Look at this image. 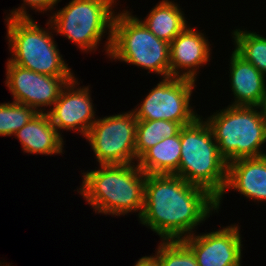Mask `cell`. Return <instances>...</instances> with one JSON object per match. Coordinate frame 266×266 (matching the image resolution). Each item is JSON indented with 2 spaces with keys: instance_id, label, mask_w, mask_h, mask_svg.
Listing matches in <instances>:
<instances>
[{
  "instance_id": "1",
  "label": "cell",
  "mask_w": 266,
  "mask_h": 266,
  "mask_svg": "<svg viewBox=\"0 0 266 266\" xmlns=\"http://www.w3.org/2000/svg\"><path fill=\"white\" fill-rule=\"evenodd\" d=\"M217 210V199L206 189L177 175L147 174L140 222L162 241L183 240ZM189 234V235H188Z\"/></svg>"
},
{
  "instance_id": "2",
  "label": "cell",
  "mask_w": 266,
  "mask_h": 266,
  "mask_svg": "<svg viewBox=\"0 0 266 266\" xmlns=\"http://www.w3.org/2000/svg\"><path fill=\"white\" fill-rule=\"evenodd\" d=\"M134 164L100 165L83 172L80 194L95 212L120 216L139 211L141 217L146 174Z\"/></svg>"
},
{
  "instance_id": "3",
  "label": "cell",
  "mask_w": 266,
  "mask_h": 266,
  "mask_svg": "<svg viewBox=\"0 0 266 266\" xmlns=\"http://www.w3.org/2000/svg\"><path fill=\"white\" fill-rule=\"evenodd\" d=\"M228 163L221 156L212 130L199 116L181 127V159L175 175L206 189L217 199V211L227 182Z\"/></svg>"
},
{
  "instance_id": "4",
  "label": "cell",
  "mask_w": 266,
  "mask_h": 266,
  "mask_svg": "<svg viewBox=\"0 0 266 266\" xmlns=\"http://www.w3.org/2000/svg\"><path fill=\"white\" fill-rule=\"evenodd\" d=\"M257 108L230 105L206 120L227 163L266 155L260 149L266 142V121Z\"/></svg>"
},
{
  "instance_id": "5",
  "label": "cell",
  "mask_w": 266,
  "mask_h": 266,
  "mask_svg": "<svg viewBox=\"0 0 266 266\" xmlns=\"http://www.w3.org/2000/svg\"><path fill=\"white\" fill-rule=\"evenodd\" d=\"M113 60L137 65L151 72L170 77V45L157 38L138 17L129 11L114 16L111 47Z\"/></svg>"
},
{
  "instance_id": "6",
  "label": "cell",
  "mask_w": 266,
  "mask_h": 266,
  "mask_svg": "<svg viewBox=\"0 0 266 266\" xmlns=\"http://www.w3.org/2000/svg\"><path fill=\"white\" fill-rule=\"evenodd\" d=\"M7 38L12 53L8 61L49 76H74L60 55L50 31L32 18H6ZM50 32V33H49Z\"/></svg>"
},
{
  "instance_id": "7",
  "label": "cell",
  "mask_w": 266,
  "mask_h": 266,
  "mask_svg": "<svg viewBox=\"0 0 266 266\" xmlns=\"http://www.w3.org/2000/svg\"><path fill=\"white\" fill-rule=\"evenodd\" d=\"M115 0H71L68 5L50 16L47 23L57 33L67 37L81 50L97 49L105 30H108L106 53L109 54L112 40V26Z\"/></svg>"
},
{
  "instance_id": "8",
  "label": "cell",
  "mask_w": 266,
  "mask_h": 266,
  "mask_svg": "<svg viewBox=\"0 0 266 266\" xmlns=\"http://www.w3.org/2000/svg\"><path fill=\"white\" fill-rule=\"evenodd\" d=\"M137 119L134 111L97 119L85 138L99 165L133 164Z\"/></svg>"
},
{
  "instance_id": "9",
  "label": "cell",
  "mask_w": 266,
  "mask_h": 266,
  "mask_svg": "<svg viewBox=\"0 0 266 266\" xmlns=\"http://www.w3.org/2000/svg\"><path fill=\"white\" fill-rule=\"evenodd\" d=\"M195 81L186 78H164L150 90L134 113L137 120H168L185 126L199 116L189 105Z\"/></svg>"
},
{
  "instance_id": "10",
  "label": "cell",
  "mask_w": 266,
  "mask_h": 266,
  "mask_svg": "<svg viewBox=\"0 0 266 266\" xmlns=\"http://www.w3.org/2000/svg\"><path fill=\"white\" fill-rule=\"evenodd\" d=\"M6 66L5 82L13 95V102L30 106L37 113L44 112L40 106H53L63 88L74 78L39 74L9 61Z\"/></svg>"
},
{
  "instance_id": "11",
  "label": "cell",
  "mask_w": 266,
  "mask_h": 266,
  "mask_svg": "<svg viewBox=\"0 0 266 266\" xmlns=\"http://www.w3.org/2000/svg\"><path fill=\"white\" fill-rule=\"evenodd\" d=\"M239 231L234 224L207 234H192L181 241L194 253L198 266H241Z\"/></svg>"
},
{
  "instance_id": "12",
  "label": "cell",
  "mask_w": 266,
  "mask_h": 266,
  "mask_svg": "<svg viewBox=\"0 0 266 266\" xmlns=\"http://www.w3.org/2000/svg\"><path fill=\"white\" fill-rule=\"evenodd\" d=\"M77 82L75 77L69 81L61 91L53 108L46 113L58 133L63 129L76 130L86 137L97 118H94L95 111L89 88H76V85H79Z\"/></svg>"
},
{
  "instance_id": "13",
  "label": "cell",
  "mask_w": 266,
  "mask_h": 266,
  "mask_svg": "<svg viewBox=\"0 0 266 266\" xmlns=\"http://www.w3.org/2000/svg\"><path fill=\"white\" fill-rule=\"evenodd\" d=\"M169 45L170 77L195 81L197 69L207 63L210 58L211 48L208 39L206 40L203 33L187 26ZM179 69L184 70V72L180 73Z\"/></svg>"
},
{
  "instance_id": "14",
  "label": "cell",
  "mask_w": 266,
  "mask_h": 266,
  "mask_svg": "<svg viewBox=\"0 0 266 266\" xmlns=\"http://www.w3.org/2000/svg\"><path fill=\"white\" fill-rule=\"evenodd\" d=\"M229 188L249 199L266 201V155L229 162L224 192Z\"/></svg>"
},
{
  "instance_id": "15",
  "label": "cell",
  "mask_w": 266,
  "mask_h": 266,
  "mask_svg": "<svg viewBox=\"0 0 266 266\" xmlns=\"http://www.w3.org/2000/svg\"><path fill=\"white\" fill-rule=\"evenodd\" d=\"M232 106L260 107L266 90L265 76L235 50L230 58Z\"/></svg>"
},
{
  "instance_id": "16",
  "label": "cell",
  "mask_w": 266,
  "mask_h": 266,
  "mask_svg": "<svg viewBox=\"0 0 266 266\" xmlns=\"http://www.w3.org/2000/svg\"><path fill=\"white\" fill-rule=\"evenodd\" d=\"M26 153L53 155L63 153V139L46 112H38L15 133Z\"/></svg>"
},
{
  "instance_id": "17",
  "label": "cell",
  "mask_w": 266,
  "mask_h": 266,
  "mask_svg": "<svg viewBox=\"0 0 266 266\" xmlns=\"http://www.w3.org/2000/svg\"><path fill=\"white\" fill-rule=\"evenodd\" d=\"M181 159V128L173 137L164 138L148 149L136 162L147 174L175 175Z\"/></svg>"
},
{
  "instance_id": "18",
  "label": "cell",
  "mask_w": 266,
  "mask_h": 266,
  "mask_svg": "<svg viewBox=\"0 0 266 266\" xmlns=\"http://www.w3.org/2000/svg\"><path fill=\"white\" fill-rule=\"evenodd\" d=\"M185 19L177 3L162 0L141 21L157 38L170 43L188 26Z\"/></svg>"
},
{
  "instance_id": "19",
  "label": "cell",
  "mask_w": 266,
  "mask_h": 266,
  "mask_svg": "<svg viewBox=\"0 0 266 266\" xmlns=\"http://www.w3.org/2000/svg\"><path fill=\"white\" fill-rule=\"evenodd\" d=\"M182 126L168 120H138L135 140L136 161L164 138L175 136Z\"/></svg>"
},
{
  "instance_id": "20",
  "label": "cell",
  "mask_w": 266,
  "mask_h": 266,
  "mask_svg": "<svg viewBox=\"0 0 266 266\" xmlns=\"http://www.w3.org/2000/svg\"><path fill=\"white\" fill-rule=\"evenodd\" d=\"M232 34L235 51L266 76V38L256 32L240 29L234 30Z\"/></svg>"
},
{
  "instance_id": "21",
  "label": "cell",
  "mask_w": 266,
  "mask_h": 266,
  "mask_svg": "<svg viewBox=\"0 0 266 266\" xmlns=\"http://www.w3.org/2000/svg\"><path fill=\"white\" fill-rule=\"evenodd\" d=\"M36 114L33 108L24 104H0V136L15 135Z\"/></svg>"
},
{
  "instance_id": "22",
  "label": "cell",
  "mask_w": 266,
  "mask_h": 266,
  "mask_svg": "<svg viewBox=\"0 0 266 266\" xmlns=\"http://www.w3.org/2000/svg\"><path fill=\"white\" fill-rule=\"evenodd\" d=\"M156 255L160 266H198L194 253L181 241H163Z\"/></svg>"
},
{
  "instance_id": "23",
  "label": "cell",
  "mask_w": 266,
  "mask_h": 266,
  "mask_svg": "<svg viewBox=\"0 0 266 266\" xmlns=\"http://www.w3.org/2000/svg\"><path fill=\"white\" fill-rule=\"evenodd\" d=\"M58 1L60 0H23L24 6L22 5L19 9L12 10L7 18H31L25 9L26 5L42 12L54 9Z\"/></svg>"
},
{
  "instance_id": "24",
  "label": "cell",
  "mask_w": 266,
  "mask_h": 266,
  "mask_svg": "<svg viewBox=\"0 0 266 266\" xmlns=\"http://www.w3.org/2000/svg\"><path fill=\"white\" fill-rule=\"evenodd\" d=\"M134 266H160V259L156 254L155 256H144Z\"/></svg>"
},
{
  "instance_id": "25",
  "label": "cell",
  "mask_w": 266,
  "mask_h": 266,
  "mask_svg": "<svg viewBox=\"0 0 266 266\" xmlns=\"http://www.w3.org/2000/svg\"><path fill=\"white\" fill-rule=\"evenodd\" d=\"M258 109H261L264 120L266 121V90H265V94L263 97V101Z\"/></svg>"
}]
</instances>
